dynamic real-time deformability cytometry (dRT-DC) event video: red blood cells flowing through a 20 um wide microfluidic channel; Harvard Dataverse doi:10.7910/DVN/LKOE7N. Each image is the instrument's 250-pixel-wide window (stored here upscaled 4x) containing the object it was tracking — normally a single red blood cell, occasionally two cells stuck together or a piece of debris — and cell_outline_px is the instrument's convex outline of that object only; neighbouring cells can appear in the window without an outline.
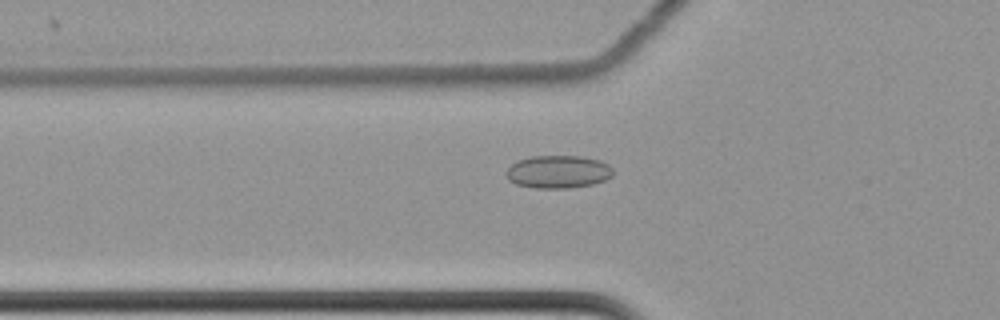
{"species": "common noctule bat (a hibernating species)", "species_latin": "Nyctalus noctula", "temperature_condition": "cold", "stored_images_in_passage": 59, "camera_frame_rate_fps": 3000, "um_per_image_px": 0.085, "animal": {"sex": "female", "body_mass_g": 22.7, "forearm_length_mm": 54.2}, "frame": {"image": 1, "passage_image": 22, "time_ms": 7.0, "image_size_px": [1000, 320], "cell_outline_px": [[612, 176], [604, 180], [592, 184], [568, 188], [536, 188], [516, 184], [508, 180], [508, 168], [516, 160], [532, 156], [580, 156], [600, 160], [608, 164], [612, 168]], "centroid_in_image_um": [47.45, 14.59], "position_along_channel_um": 78.4, "area_um2": 20.35}}
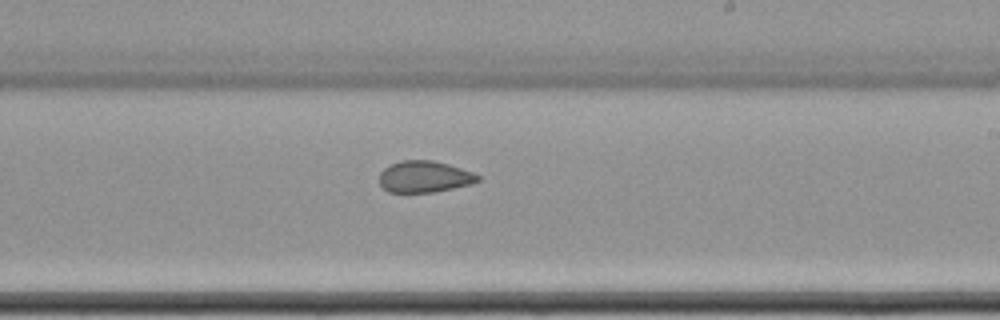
{"frame": {"image": 2, "passage_image": 37, "time_ms": 12.0, "image_size_px": [1000, 320], "cell_outline_px": [[480, 180], [472, 184], [432, 192], [388, 192], [380, 184], [380, 172], [384, 168], [400, 160], [432, 160], [448, 164], [472, 172], [480, 176]], "centroid_in_image_um": [36.07, 15.01], "position_along_channel_um": 252.9, "area_um2": 17.98}}
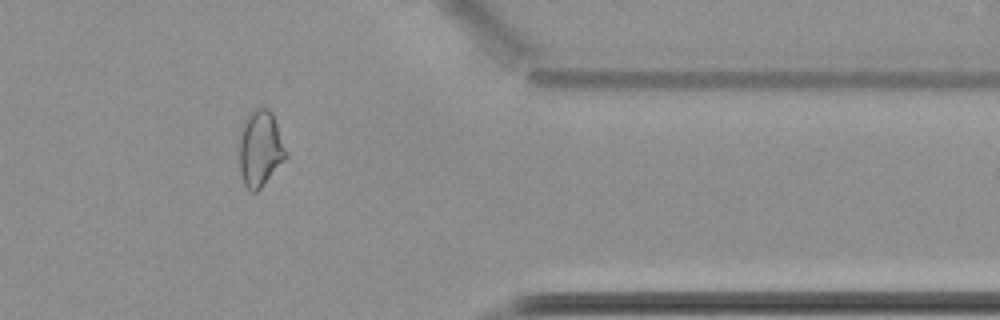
{"frame": {"image": 3, "passage_image": 50, "time_ms": 16.333, "image_size_px": [1000, 320], "cell_outline_px": [[288, 156], [260, 188], [256, 192], [252, 192], [244, 184], [240, 168], [240, 140], [244, 120], [256, 108], [268, 108], [272, 112], [276, 120], [288, 152]], "centroid_in_image_um": [22.16, 12.61], "position_along_channel_um": 389.2, "area_um2": 20.46}, "authors_computed_cell_mechanics": {"area_um2": 20.4612, "velocity_mm_per_s": 3.496, "shape_relaxation_time_tau1_ms": null, "shape_relaxation_time_tau2_ms": 2.979, "deformation_change_tau1": null, "deformation_change_tau2": 0.0787}}